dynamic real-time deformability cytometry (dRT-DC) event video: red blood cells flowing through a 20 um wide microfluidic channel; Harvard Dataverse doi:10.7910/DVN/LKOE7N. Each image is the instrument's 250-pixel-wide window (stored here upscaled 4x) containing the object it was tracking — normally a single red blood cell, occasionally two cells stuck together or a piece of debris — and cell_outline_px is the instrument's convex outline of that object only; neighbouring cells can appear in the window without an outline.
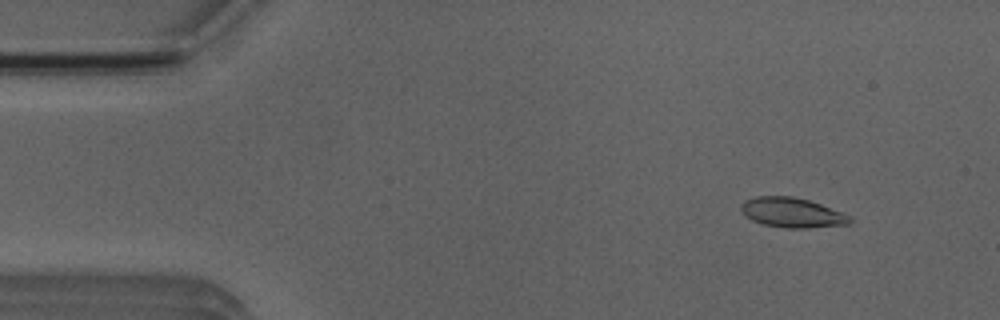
{"species": "Egyptian fruit bat (a non-hibernating species)", "species_latin": "Rousettus aegyptiacus", "temperature_condition": "room temperature", "stored_images_in_passage": 50, "camera_frame_rate_fps": 3000, "um_per_image_px": 0.085, "animal": {"sex": "male"}, "frame": {"image": 1, "passage_image": 4, "time_ms": 1.0, "image_size_px": [1000, 320], "cell_outline_px": [[852, 220], [848, 224], [808, 228], [788, 228], [764, 224], [752, 220], [740, 212], [740, 204], [744, 200], [756, 196], [792, 196], [808, 200], [820, 204], [852, 216]], "centroid_in_image_um": [67.3, 18.06], "position_along_channel_um": 17.7, "area_um2": 18.9}}
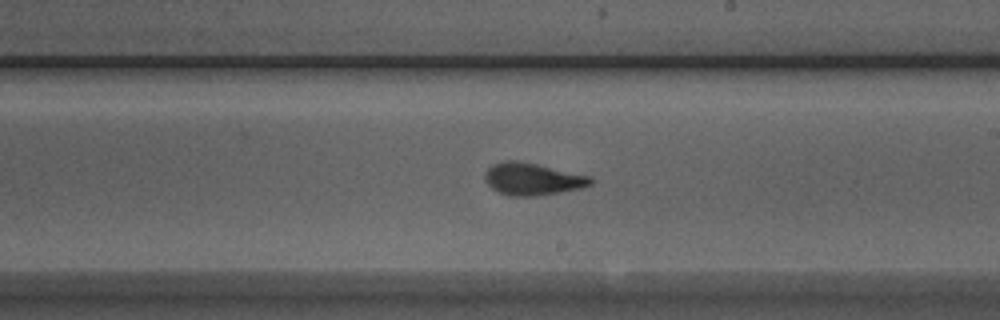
{"frame": {"image": 2, "passage_image": 28, "time_ms": 9.0, "image_size_px": [1000, 320], "cell_outline_px": [[592, 184], [580, 188], [560, 192], [536, 196], [508, 196], [492, 188], [484, 180], [484, 176], [488, 168], [492, 164], [504, 160], [516, 160], [536, 164], [592, 176]], "centroid_in_image_um": [45.24, 15.21], "position_along_channel_um": 243.8, "area_um2": 19.83}}
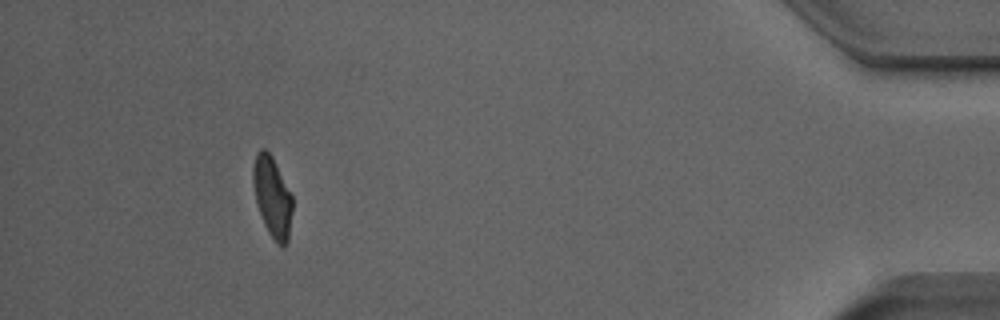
{"frame": {"image": 3, "passage_image": 46, "time_ms": 15.0, "image_size_px": [1000, 320], "cell_outline_px": [[292, 208], [288, 240], [284, 248], [276, 244], [268, 232], [264, 224], [256, 200], [252, 184], [252, 168], [256, 152], [260, 148], [264, 148], [272, 156], [292, 196]], "centroid_in_image_um": [23.13, 16.73], "position_along_channel_um": 412.1, "area_um2": 18.44}, "authors_computed_cell_mechanics": {"area_um2": 18.9295, "velocity_mm_per_s": 3.9427, "shape_relaxation_time_tau1_ms": 4.6852, "shape_relaxation_time_tau2_ms": 1.2982, "deformation_change_tau1": 0.1701, "deformation_change_tau2": 0.0735}}